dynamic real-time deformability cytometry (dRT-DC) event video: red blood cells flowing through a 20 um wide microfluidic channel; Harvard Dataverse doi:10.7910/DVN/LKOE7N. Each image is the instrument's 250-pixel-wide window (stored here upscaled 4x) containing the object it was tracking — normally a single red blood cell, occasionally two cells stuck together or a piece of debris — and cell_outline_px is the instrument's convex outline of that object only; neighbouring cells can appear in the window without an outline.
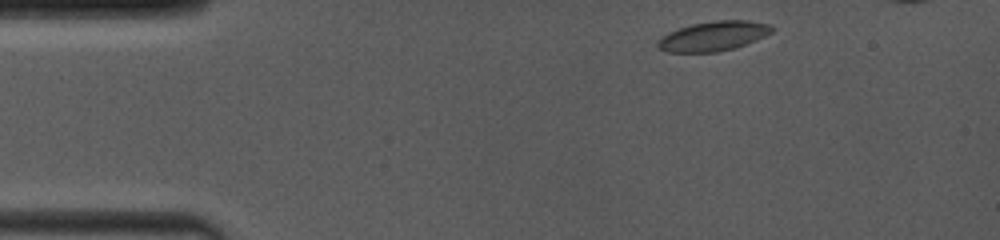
{"species": "common noctule bat (a hibernating species)", "species_latin": "Nyctalus noctula", "temperature_condition": "room temperature", "stored_images_in_passage": 8, "camera_frame_rate_fps": 4000, "um_per_image_px": 0.085, "animal": {"sex": "female", "body_mass_g": 19.0, "forearm_length_mm": 53.3}, "frame": {"image": 1, "passage_image": 1, "time_ms": 0.0, "image_size_px": [1000, 240], "cell_outline_px": [[776, 28], [772, 32], [756, 40], [736, 48], [716, 52], [668, 52], [656, 48], [656, 40], [668, 32], [692, 24], [716, 20], [748, 20], [772, 24]], "centroid_in_image_um": [60.65, 3.07], "position_along_channel_um": 24.4, "area_um2": 20.0}}